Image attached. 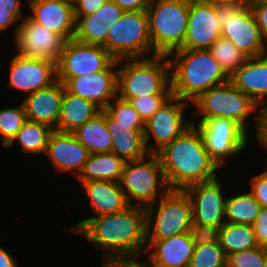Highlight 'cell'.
I'll return each instance as SVG.
<instances>
[{
	"instance_id": "6da1fadb",
	"label": "cell",
	"mask_w": 267,
	"mask_h": 267,
	"mask_svg": "<svg viewBox=\"0 0 267 267\" xmlns=\"http://www.w3.org/2000/svg\"><path fill=\"white\" fill-rule=\"evenodd\" d=\"M75 234L98 249L100 260L143 258L146 251L145 208L130 205L120 212L92 217Z\"/></svg>"
},
{
	"instance_id": "7a4b0ae2",
	"label": "cell",
	"mask_w": 267,
	"mask_h": 267,
	"mask_svg": "<svg viewBox=\"0 0 267 267\" xmlns=\"http://www.w3.org/2000/svg\"><path fill=\"white\" fill-rule=\"evenodd\" d=\"M169 190L216 179L222 170L209 157L198 128L192 124L157 153Z\"/></svg>"
},
{
	"instance_id": "3957f363",
	"label": "cell",
	"mask_w": 267,
	"mask_h": 267,
	"mask_svg": "<svg viewBox=\"0 0 267 267\" xmlns=\"http://www.w3.org/2000/svg\"><path fill=\"white\" fill-rule=\"evenodd\" d=\"M172 96L192 104L229 77L209 49H177L168 55Z\"/></svg>"
},
{
	"instance_id": "277c9868",
	"label": "cell",
	"mask_w": 267,
	"mask_h": 267,
	"mask_svg": "<svg viewBox=\"0 0 267 267\" xmlns=\"http://www.w3.org/2000/svg\"><path fill=\"white\" fill-rule=\"evenodd\" d=\"M148 95H172L168 56L118 60L117 96L137 98Z\"/></svg>"
},
{
	"instance_id": "5b68a950",
	"label": "cell",
	"mask_w": 267,
	"mask_h": 267,
	"mask_svg": "<svg viewBox=\"0 0 267 267\" xmlns=\"http://www.w3.org/2000/svg\"><path fill=\"white\" fill-rule=\"evenodd\" d=\"M191 106V113L194 115L192 121H204L213 117L230 118L248 133L253 132L256 127L260 108L230 81L205 91Z\"/></svg>"
},
{
	"instance_id": "8992f818",
	"label": "cell",
	"mask_w": 267,
	"mask_h": 267,
	"mask_svg": "<svg viewBox=\"0 0 267 267\" xmlns=\"http://www.w3.org/2000/svg\"><path fill=\"white\" fill-rule=\"evenodd\" d=\"M154 55L180 49L186 36L189 0H150L146 9Z\"/></svg>"
},
{
	"instance_id": "52a82bcc",
	"label": "cell",
	"mask_w": 267,
	"mask_h": 267,
	"mask_svg": "<svg viewBox=\"0 0 267 267\" xmlns=\"http://www.w3.org/2000/svg\"><path fill=\"white\" fill-rule=\"evenodd\" d=\"M146 240H162L188 232L192 204L184 190H168L145 207Z\"/></svg>"
},
{
	"instance_id": "ba28073f",
	"label": "cell",
	"mask_w": 267,
	"mask_h": 267,
	"mask_svg": "<svg viewBox=\"0 0 267 267\" xmlns=\"http://www.w3.org/2000/svg\"><path fill=\"white\" fill-rule=\"evenodd\" d=\"M203 139L209 157L222 170L235 158L250 147L251 133H248L240 124L230 118L213 117L204 121H192ZM250 139V140H249ZM239 155V157H238ZM232 158V159H231Z\"/></svg>"
},
{
	"instance_id": "9c48e42d",
	"label": "cell",
	"mask_w": 267,
	"mask_h": 267,
	"mask_svg": "<svg viewBox=\"0 0 267 267\" xmlns=\"http://www.w3.org/2000/svg\"><path fill=\"white\" fill-rule=\"evenodd\" d=\"M119 183L129 204L144 208L169 190L157 154L126 161Z\"/></svg>"
},
{
	"instance_id": "30bf717a",
	"label": "cell",
	"mask_w": 267,
	"mask_h": 267,
	"mask_svg": "<svg viewBox=\"0 0 267 267\" xmlns=\"http://www.w3.org/2000/svg\"><path fill=\"white\" fill-rule=\"evenodd\" d=\"M103 47L115 60L154 56L146 10L124 12L110 26Z\"/></svg>"
},
{
	"instance_id": "8fae6325",
	"label": "cell",
	"mask_w": 267,
	"mask_h": 267,
	"mask_svg": "<svg viewBox=\"0 0 267 267\" xmlns=\"http://www.w3.org/2000/svg\"><path fill=\"white\" fill-rule=\"evenodd\" d=\"M190 105L171 96L145 122L144 140L149 154H157L192 125V113L188 115L190 118L186 117L188 107H192Z\"/></svg>"
},
{
	"instance_id": "7c38bea8",
	"label": "cell",
	"mask_w": 267,
	"mask_h": 267,
	"mask_svg": "<svg viewBox=\"0 0 267 267\" xmlns=\"http://www.w3.org/2000/svg\"><path fill=\"white\" fill-rule=\"evenodd\" d=\"M114 60L103 46L68 40L56 63L57 80L65 84L73 77L105 70Z\"/></svg>"
},
{
	"instance_id": "4fadbf2b",
	"label": "cell",
	"mask_w": 267,
	"mask_h": 267,
	"mask_svg": "<svg viewBox=\"0 0 267 267\" xmlns=\"http://www.w3.org/2000/svg\"><path fill=\"white\" fill-rule=\"evenodd\" d=\"M11 42L13 51L25 58L57 62L66 40L26 16Z\"/></svg>"
},
{
	"instance_id": "5bb4252c",
	"label": "cell",
	"mask_w": 267,
	"mask_h": 267,
	"mask_svg": "<svg viewBox=\"0 0 267 267\" xmlns=\"http://www.w3.org/2000/svg\"><path fill=\"white\" fill-rule=\"evenodd\" d=\"M9 60L7 86L21 97L47 88L57 81V62L43 59L25 58L15 53Z\"/></svg>"
},
{
	"instance_id": "9a60e30c",
	"label": "cell",
	"mask_w": 267,
	"mask_h": 267,
	"mask_svg": "<svg viewBox=\"0 0 267 267\" xmlns=\"http://www.w3.org/2000/svg\"><path fill=\"white\" fill-rule=\"evenodd\" d=\"M220 175L211 181L197 183L184 189L192 204V222L221 227L225 221L227 189ZM224 189V190H223ZM227 193V195H226Z\"/></svg>"
},
{
	"instance_id": "2e32d148",
	"label": "cell",
	"mask_w": 267,
	"mask_h": 267,
	"mask_svg": "<svg viewBox=\"0 0 267 267\" xmlns=\"http://www.w3.org/2000/svg\"><path fill=\"white\" fill-rule=\"evenodd\" d=\"M77 183H80V187L84 191L81 201L88 200L87 202L89 203L87 205L88 207L90 206L93 215L81 218L80 220L77 219L78 221H75L73 224L65 226V229L61 228L63 232H74V235L90 218L120 212L130 206L119 182L87 181Z\"/></svg>"
},
{
	"instance_id": "e0dca14e",
	"label": "cell",
	"mask_w": 267,
	"mask_h": 267,
	"mask_svg": "<svg viewBox=\"0 0 267 267\" xmlns=\"http://www.w3.org/2000/svg\"><path fill=\"white\" fill-rule=\"evenodd\" d=\"M221 37L213 0H189L186 36L180 49H210Z\"/></svg>"
},
{
	"instance_id": "ac0fdd59",
	"label": "cell",
	"mask_w": 267,
	"mask_h": 267,
	"mask_svg": "<svg viewBox=\"0 0 267 267\" xmlns=\"http://www.w3.org/2000/svg\"><path fill=\"white\" fill-rule=\"evenodd\" d=\"M219 25L221 37L230 40L248 58L267 53V44L249 6L232 18L219 20Z\"/></svg>"
},
{
	"instance_id": "d6986e66",
	"label": "cell",
	"mask_w": 267,
	"mask_h": 267,
	"mask_svg": "<svg viewBox=\"0 0 267 267\" xmlns=\"http://www.w3.org/2000/svg\"><path fill=\"white\" fill-rule=\"evenodd\" d=\"M117 71L118 60H114L105 70L73 77L64 86L69 93L104 110L117 96Z\"/></svg>"
},
{
	"instance_id": "ffe728a7",
	"label": "cell",
	"mask_w": 267,
	"mask_h": 267,
	"mask_svg": "<svg viewBox=\"0 0 267 267\" xmlns=\"http://www.w3.org/2000/svg\"><path fill=\"white\" fill-rule=\"evenodd\" d=\"M89 154L72 132L53 130L44 157H47L55 173H69L75 181L82 172Z\"/></svg>"
},
{
	"instance_id": "44dd1931",
	"label": "cell",
	"mask_w": 267,
	"mask_h": 267,
	"mask_svg": "<svg viewBox=\"0 0 267 267\" xmlns=\"http://www.w3.org/2000/svg\"><path fill=\"white\" fill-rule=\"evenodd\" d=\"M195 245L188 232L162 240H146L147 267H188Z\"/></svg>"
},
{
	"instance_id": "7402d4cb",
	"label": "cell",
	"mask_w": 267,
	"mask_h": 267,
	"mask_svg": "<svg viewBox=\"0 0 267 267\" xmlns=\"http://www.w3.org/2000/svg\"><path fill=\"white\" fill-rule=\"evenodd\" d=\"M27 2L25 10L27 8V17L30 20L62 36L66 41L73 39L75 18L72 5L63 0H28Z\"/></svg>"
},
{
	"instance_id": "603a6c76",
	"label": "cell",
	"mask_w": 267,
	"mask_h": 267,
	"mask_svg": "<svg viewBox=\"0 0 267 267\" xmlns=\"http://www.w3.org/2000/svg\"><path fill=\"white\" fill-rule=\"evenodd\" d=\"M65 86L56 81L51 86L30 93L21 99L27 120L46 124L57 130Z\"/></svg>"
},
{
	"instance_id": "cb8c5ba5",
	"label": "cell",
	"mask_w": 267,
	"mask_h": 267,
	"mask_svg": "<svg viewBox=\"0 0 267 267\" xmlns=\"http://www.w3.org/2000/svg\"><path fill=\"white\" fill-rule=\"evenodd\" d=\"M229 81L261 107L267 101V53L247 58Z\"/></svg>"
},
{
	"instance_id": "d4e9b609",
	"label": "cell",
	"mask_w": 267,
	"mask_h": 267,
	"mask_svg": "<svg viewBox=\"0 0 267 267\" xmlns=\"http://www.w3.org/2000/svg\"><path fill=\"white\" fill-rule=\"evenodd\" d=\"M106 123L113 139L112 153L126 161L146 157L147 151L144 130L131 128V124H115V120L106 112Z\"/></svg>"
},
{
	"instance_id": "484cf974",
	"label": "cell",
	"mask_w": 267,
	"mask_h": 267,
	"mask_svg": "<svg viewBox=\"0 0 267 267\" xmlns=\"http://www.w3.org/2000/svg\"><path fill=\"white\" fill-rule=\"evenodd\" d=\"M101 109L85 98L73 95L66 89L63 93L57 131L73 132L88 120L94 118Z\"/></svg>"
},
{
	"instance_id": "4316f807",
	"label": "cell",
	"mask_w": 267,
	"mask_h": 267,
	"mask_svg": "<svg viewBox=\"0 0 267 267\" xmlns=\"http://www.w3.org/2000/svg\"><path fill=\"white\" fill-rule=\"evenodd\" d=\"M125 161L114 153L89 154L77 182L111 181L119 182Z\"/></svg>"
},
{
	"instance_id": "83f0119b",
	"label": "cell",
	"mask_w": 267,
	"mask_h": 267,
	"mask_svg": "<svg viewBox=\"0 0 267 267\" xmlns=\"http://www.w3.org/2000/svg\"><path fill=\"white\" fill-rule=\"evenodd\" d=\"M72 133L90 154L112 152L113 139L106 123L105 110H101Z\"/></svg>"
},
{
	"instance_id": "f1b7e54d",
	"label": "cell",
	"mask_w": 267,
	"mask_h": 267,
	"mask_svg": "<svg viewBox=\"0 0 267 267\" xmlns=\"http://www.w3.org/2000/svg\"><path fill=\"white\" fill-rule=\"evenodd\" d=\"M54 129L50 126L36 121L26 120L12 141L5 147L13 149L16 146L26 157L35 155L44 156L46 153L50 134ZM16 144V145H15Z\"/></svg>"
},
{
	"instance_id": "f546056e",
	"label": "cell",
	"mask_w": 267,
	"mask_h": 267,
	"mask_svg": "<svg viewBox=\"0 0 267 267\" xmlns=\"http://www.w3.org/2000/svg\"><path fill=\"white\" fill-rule=\"evenodd\" d=\"M219 244L226 256L259 246L252 225L227 222L219 228Z\"/></svg>"
},
{
	"instance_id": "4dcf8cb0",
	"label": "cell",
	"mask_w": 267,
	"mask_h": 267,
	"mask_svg": "<svg viewBox=\"0 0 267 267\" xmlns=\"http://www.w3.org/2000/svg\"><path fill=\"white\" fill-rule=\"evenodd\" d=\"M236 194H228L225 208L227 223H242L252 225L258 217L262 207L254 196L247 190Z\"/></svg>"
},
{
	"instance_id": "1f68e13d",
	"label": "cell",
	"mask_w": 267,
	"mask_h": 267,
	"mask_svg": "<svg viewBox=\"0 0 267 267\" xmlns=\"http://www.w3.org/2000/svg\"><path fill=\"white\" fill-rule=\"evenodd\" d=\"M75 18V32L73 39L93 45L103 46L107 40L109 25L102 24L96 16H80Z\"/></svg>"
},
{
	"instance_id": "d6a6232c",
	"label": "cell",
	"mask_w": 267,
	"mask_h": 267,
	"mask_svg": "<svg viewBox=\"0 0 267 267\" xmlns=\"http://www.w3.org/2000/svg\"><path fill=\"white\" fill-rule=\"evenodd\" d=\"M209 50L229 78L248 58L230 40L222 37L218 38Z\"/></svg>"
},
{
	"instance_id": "836d02e7",
	"label": "cell",
	"mask_w": 267,
	"mask_h": 267,
	"mask_svg": "<svg viewBox=\"0 0 267 267\" xmlns=\"http://www.w3.org/2000/svg\"><path fill=\"white\" fill-rule=\"evenodd\" d=\"M17 105L0 108V143L3 147L12 141L27 120L22 102Z\"/></svg>"
},
{
	"instance_id": "e575fe53",
	"label": "cell",
	"mask_w": 267,
	"mask_h": 267,
	"mask_svg": "<svg viewBox=\"0 0 267 267\" xmlns=\"http://www.w3.org/2000/svg\"><path fill=\"white\" fill-rule=\"evenodd\" d=\"M27 1L0 0V39L1 35L3 36L4 32L9 30H12L10 33L12 35L11 40L16 36L20 21L27 16V13L23 9L25 5L27 6ZM12 27L13 29H10Z\"/></svg>"
},
{
	"instance_id": "d590c367",
	"label": "cell",
	"mask_w": 267,
	"mask_h": 267,
	"mask_svg": "<svg viewBox=\"0 0 267 267\" xmlns=\"http://www.w3.org/2000/svg\"><path fill=\"white\" fill-rule=\"evenodd\" d=\"M104 110L115 120V124H131L132 129L145 130V123L127 100L116 96Z\"/></svg>"
},
{
	"instance_id": "8d00e7d4",
	"label": "cell",
	"mask_w": 267,
	"mask_h": 267,
	"mask_svg": "<svg viewBox=\"0 0 267 267\" xmlns=\"http://www.w3.org/2000/svg\"><path fill=\"white\" fill-rule=\"evenodd\" d=\"M226 259L219 243L195 246L188 267H226Z\"/></svg>"
},
{
	"instance_id": "74e56055",
	"label": "cell",
	"mask_w": 267,
	"mask_h": 267,
	"mask_svg": "<svg viewBox=\"0 0 267 267\" xmlns=\"http://www.w3.org/2000/svg\"><path fill=\"white\" fill-rule=\"evenodd\" d=\"M267 248H255L227 255L226 267H263Z\"/></svg>"
},
{
	"instance_id": "f35d334b",
	"label": "cell",
	"mask_w": 267,
	"mask_h": 267,
	"mask_svg": "<svg viewBox=\"0 0 267 267\" xmlns=\"http://www.w3.org/2000/svg\"><path fill=\"white\" fill-rule=\"evenodd\" d=\"M172 95H148L137 98H121L127 100L138 112L145 123Z\"/></svg>"
},
{
	"instance_id": "ab89813d",
	"label": "cell",
	"mask_w": 267,
	"mask_h": 267,
	"mask_svg": "<svg viewBox=\"0 0 267 267\" xmlns=\"http://www.w3.org/2000/svg\"><path fill=\"white\" fill-rule=\"evenodd\" d=\"M188 234L195 246L219 243V227L191 224Z\"/></svg>"
},
{
	"instance_id": "60d3db41",
	"label": "cell",
	"mask_w": 267,
	"mask_h": 267,
	"mask_svg": "<svg viewBox=\"0 0 267 267\" xmlns=\"http://www.w3.org/2000/svg\"><path fill=\"white\" fill-rule=\"evenodd\" d=\"M249 192L262 208H267V168L261 173L252 174L249 178Z\"/></svg>"
},
{
	"instance_id": "b9f144b4",
	"label": "cell",
	"mask_w": 267,
	"mask_h": 267,
	"mask_svg": "<svg viewBox=\"0 0 267 267\" xmlns=\"http://www.w3.org/2000/svg\"><path fill=\"white\" fill-rule=\"evenodd\" d=\"M253 134V140L256 141L255 144L257 143L265 150L264 155H266V158L264 166L267 168V107L265 106L259 108L257 123Z\"/></svg>"
},
{
	"instance_id": "7bdbcfd3",
	"label": "cell",
	"mask_w": 267,
	"mask_h": 267,
	"mask_svg": "<svg viewBox=\"0 0 267 267\" xmlns=\"http://www.w3.org/2000/svg\"><path fill=\"white\" fill-rule=\"evenodd\" d=\"M123 13L124 11L115 2L108 0L93 15L102 24L112 26L120 19Z\"/></svg>"
},
{
	"instance_id": "ee69618b",
	"label": "cell",
	"mask_w": 267,
	"mask_h": 267,
	"mask_svg": "<svg viewBox=\"0 0 267 267\" xmlns=\"http://www.w3.org/2000/svg\"><path fill=\"white\" fill-rule=\"evenodd\" d=\"M213 6L218 20L232 18L245 7L240 1L232 0H213Z\"/></svg>"
},
{
	"instance_id": "f6af8a7d",
	"label": "cell",
	"mask_w": 267,
	"mask_h": 267,
	"mask_svg": "<svg viewBox=\"0 0 267 267\" xmlns=\"http://www.w3.org/2000/svg\"><path fill=\"white\" fill-rule=\"evenodd\" d=\"M262 37L267 44V0H257L250 6Z\"/></svg>"
},
{
	"instance_id": "bcb514c9",
	"label": "cell",
	"mask_w": 267,
	"mask_h": 267,
	"mask_svg": "<svg viewBox=\"0 0 267 267\" xmlns=\"http://www.w3.org/2000/svg\"><path fill=\"white\" fill-rule=\"evenodd\" d=\"M252 227L258 245L267 248V208L261 209Z\"/></svg>"
},
{
	"instance_id": "7dc6e473",
	"label": "cell",
	"mask_w": 267,
	"mask_h": 267,
	"mask_svg": "<svg viewBox=\"0 0 267 267\" xmlns=\"http://www.w3.org/2000/svg\"><path fill=\"white\" fill-rule=\"evenodd\" d=\"M108 0H79L74 9V17L94 14Z\"/></svg>"
},
{
	"instance_id": "c3c4849f",
	"label": "cell",
	"mask_w": 267,
	"mask_h": 267,
	"mask_svg": "<svg viewBox=\"0 0 267 267\" xmlns=\"http://www.w3.org/2000/svg\"><path fill=\"white\" fill-rule=\"evenodd\" d=\"M100 267H147L143 258L136 259H105Z\"/></svg>"
},
{
	"instance_id": "681fc988",
	"label": "cell",
	"mask_w": 267,
	"mask_h": 267,
	"mask_svg": "<svg viewBox=\"0 0 267 267\" xmlns=\"http://www.w3.org/2000/svg\"><path fill=\"white\" fill-rule=\"evenodd\" d=\"M124 12L146 10L150 0H112Z\"/></svg>"
},
{
	"instance_id": "f907efd6",
	"label": "cell",
	"mask_w": 267,
	"mask_h": 267,
	"mask_svg": "<svg viewBox=\"0 0 267 267\" xmlns=\"http://www.w3.org/2000/svg\"><path fill=\"white\" fill-rule=\"evenodd\" d=\"M1 243V242H0ZM15 253H11V250H7L3 244H0V267H19L20 264L15 259Z\"/></svg>"
},
{
	"instance_id": "816d5d0a",
	"label": "cell",
	"mask_w": 267,
	"mask_h": 267,
	"mask_svg": "<svg viewBox=\"0 0 267 267\" xmlns=\"http://www.w3.org/2000/svg\"><path fill=\"white\" fill-rule=\"evenodd\" d=\"M232 1H240L245 6H251L257 0H232Z\"/></svg>"
},
{
	"instance_id": "f5cc1de1",
	"label": "cell",
	"mask_w": 267,
	"mask_h": 267,
	"mask_svg": "<svg viewBox=\"0 0 267 267\" xmlns=\"http://www.w3.org/2000/svg\"><path fill=\"white\" fill-rule=\"evenodd\" d=\"M63 1L74 7L79 0H63Z\"/></svg>"
},
{
	"instance_id": "db71d44e",
	"label": "cell",
	"mask_w": 267,
	"mask_h": 267,
	"mask_svg": "<svg viewBox=\"0 0 267 267\" xmlns=\"http://www.w3.org/2000/svg\"><path fill=\"white\" fill-rule=\"evenodd\" d=\"M263 267H267V254H266V256H265V262H264Z\"/></svg>"
},
{
	"instance_id": "11a10c76",
	"label": "cell",
	"mask_w": 267,
	"mask_h": 267,
	"mask_svg": "<svg viewBox=\"0 0 267 267\" xmlns=\"http://www.w3.org/2000/svg\"><path fill=\"white\" fill-rule=\"evenodd\" d=\"M262 106H265V107H267V101L262 105Z\"/></svg>"
}]
</instances>
